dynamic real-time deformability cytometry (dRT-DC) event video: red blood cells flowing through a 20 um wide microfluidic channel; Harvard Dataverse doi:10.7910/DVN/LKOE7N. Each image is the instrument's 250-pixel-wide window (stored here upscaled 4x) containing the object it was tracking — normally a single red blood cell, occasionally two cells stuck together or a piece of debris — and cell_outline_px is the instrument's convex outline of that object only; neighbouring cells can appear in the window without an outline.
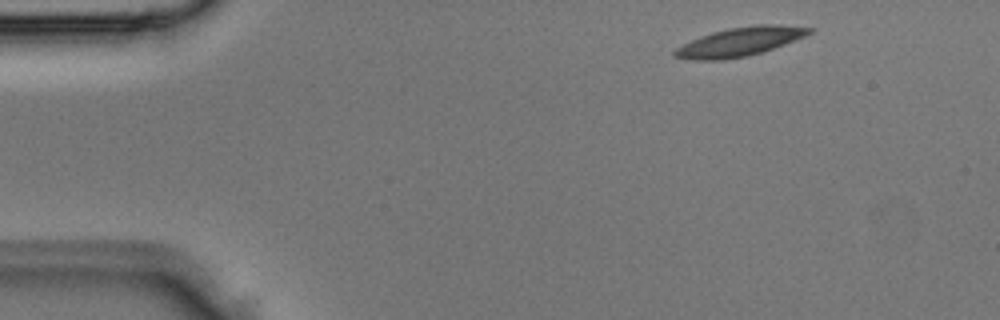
{"species": "Egyptian fruit bat (a non-hibernating species)", "species_latin": "Rousettus aegyptiacus", "temperature_condition": "room temperature", "stored_images_in_passage": 4, "camera_frame_rate_fps": 3000, "um_per_image_px": 0.085, "animal": {"sex": "male"}, "frame": {"image": 1, "passage_image": 1, "time_ms": 0.0, "image_size_px": [1000, 320], "cell_outline_px": [[812, 32], [796, 40], [748, 56], [720, 60], [688, 60], [672, 56], [672, 52], [676, 48], [700, 36], [712, 32], [728, 28], [756, 24], [780, 24], [812, 28]], "centroid_in_image_um": [62.85, 3.55], "position_along_channel_um": 22.1, "area_um2": 22.54}}
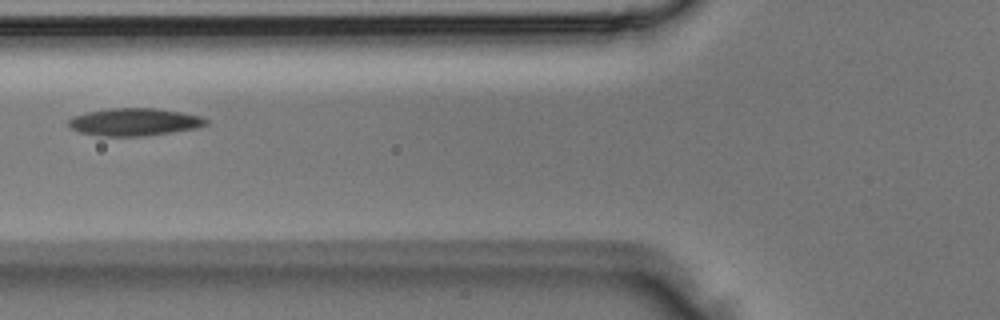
{"frame": {"image": 2, "passage_image": 4, "time_ms": 1.0, "image_size_px": [1000, 320], "cell_outline_px": [[208, 124], [200, 128], [144, 136], [100, 136], [80, 132], [72, 128], [68, 124], [68, 120], [72, 116], [88, 112], [108, 108], [156, 108], [180, 112], [200, 116], [208, 120]], "centroid_in_image_um": [11.44, 10.37], "position_along_channel_um": 114.4, "area_um2": 22.14}}